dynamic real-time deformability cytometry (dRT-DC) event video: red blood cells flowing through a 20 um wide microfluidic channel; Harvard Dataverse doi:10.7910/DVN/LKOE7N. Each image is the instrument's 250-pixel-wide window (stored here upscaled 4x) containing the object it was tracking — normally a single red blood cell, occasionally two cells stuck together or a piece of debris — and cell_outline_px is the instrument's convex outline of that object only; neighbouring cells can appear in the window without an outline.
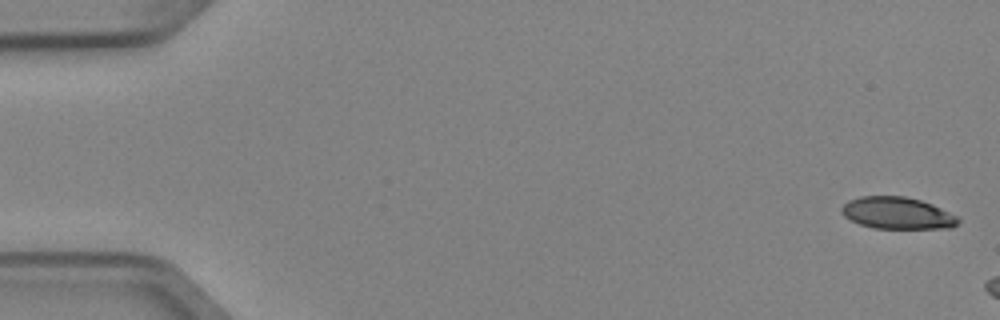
{"species": "Egyptian fruit bat (a non-hibernating species)", "species_latin": "Rousettus aegyptiacus", "temperature_condition": "cold", "stored_images_in_passage": 3, "camera_frame_rate_fps": 3000, "um_per_image_px": 0.085, "animal": {"sex": "female"}, "frame": {"image": 1, "passage_image": 1, "time_ms": 0.0, "image_size_px": [1000, 320], "cell_outline_px": [[960, 220], [952, 228], [872, 228], [860, 224], [844, 216], [840, 212], [840, 208], [848, 200], [860, 196], [904, 196], [920, 200], [932, 204], [956, 216]], "centroid_in_image_um": [76.23, 18.11], "position_along_channel_um": 8.8, "area_um2": 21.56}}